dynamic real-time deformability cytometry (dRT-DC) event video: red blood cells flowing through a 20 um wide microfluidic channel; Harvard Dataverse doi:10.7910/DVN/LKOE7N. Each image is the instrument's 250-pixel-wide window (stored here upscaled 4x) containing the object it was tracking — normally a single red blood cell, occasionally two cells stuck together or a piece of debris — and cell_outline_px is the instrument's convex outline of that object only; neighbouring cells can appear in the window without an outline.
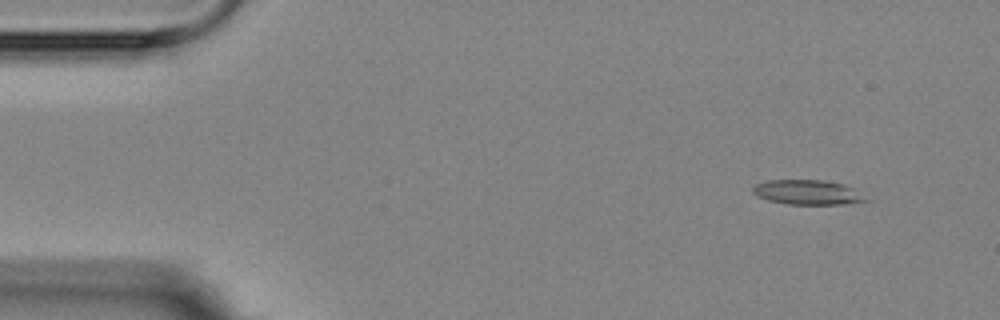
{"species": "Egyptian fruit bat (a non-hibernating species)", "species_latin": "Rousettus aegyptiacus", "temperature_condition": "room temperature", "stored_images_in_passage": 6, "segment_of_instrument_passage": [1, 2], "camera_frame_rate_fps": 3000, "um_per_image_px": 0.085, "animal": {"sex": "female"}, "frame": {"image": 1, "passage_image": 2, "time_ms": 1.333, "image_size_px": [1000, 320], "cell_outline_px": [[872, 200], [844, 204], [788, 204], [768, 200], [752, 192], [752, 188], [756, 184], [768, 180], [824, 180], [844, 184], [852, 188]], "centroid_in_image_um": [68.68, 16.34], "position_along_channel_um": 16.3, "area_um2": 16.18}}